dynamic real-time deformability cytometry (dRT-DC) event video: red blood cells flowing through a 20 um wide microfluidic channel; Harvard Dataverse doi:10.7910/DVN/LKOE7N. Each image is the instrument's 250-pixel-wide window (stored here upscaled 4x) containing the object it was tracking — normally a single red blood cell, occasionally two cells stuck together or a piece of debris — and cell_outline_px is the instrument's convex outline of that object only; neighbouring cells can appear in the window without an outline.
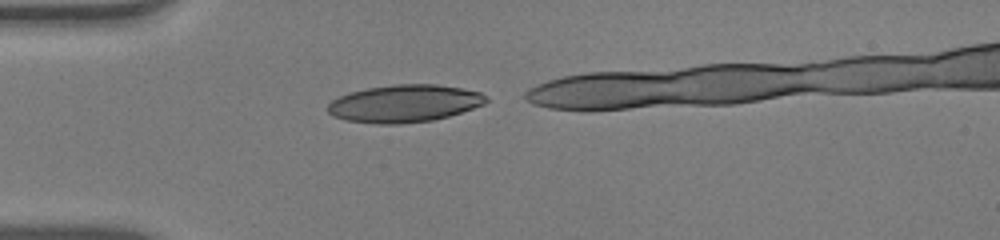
{"species": "human", "species_latin": "Homo sapiens", "temperature_condition": "warm", "stored_images_in_passage": 10, "camera_frame_rate_fps": 3000, "um_per_image_px": 0.085, "donor": {"sex": "male"}, "frame": {"image": 1, "passage_image": 1, "time_ms": 0.0, "image_size_px": [1000, 240], "cell_outline_px": [[488, 100], [484, 104], [448, 116], [432, 120], [400, 124], [376, 124], [344, 120], [332, 116], [328, 112], [328, 104], [332, 100], [348, 92], [368, 88], [396, 84], [436, 84], [460, 88], [480, 92], [488, 96]], "centroid_in_image_um": [34.34, 8.8], "position_along_channel_um": 50.7, "area_um2": 34.56}}
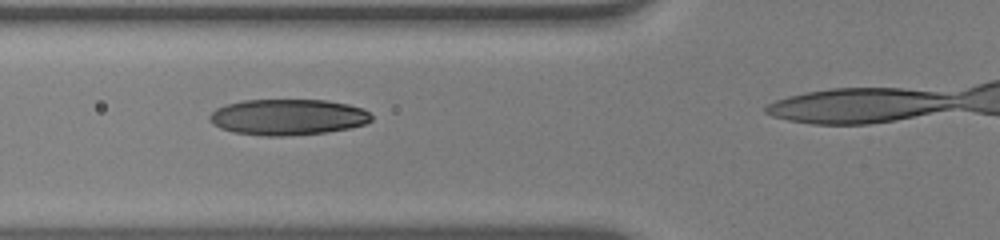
{"frame": {"image": 2, "passage_image": 6, "time_ms": 1.667, "image_size_px": [1000, 240], "cell_outline_px": [[372, 120], [364, 124], [348, 128], [324, 132], [288, 136], [264, 136], [232, 132], [220, 128], [212, 124], [208, 120], [208, 116], [216, 108], [224, 104], [244, 100], [328, 100], [348, 104], [364, 108], [372, 116]], "centroid_in_image_um": [24.43, 9.95], "position_along_channel_um": 101.4, "area_um2": 34.16}}
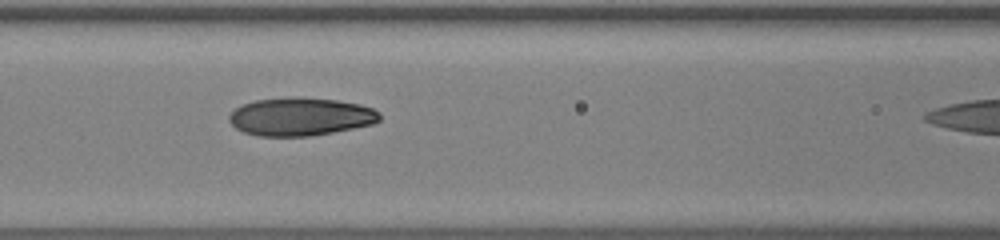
{"frame": {"image": 3, "passage_image": 9, "time_ms": 2.667, "image_size_px": [1000, 240], "cell_outline_px": [[380, 120], [372, 124], [332, 132], [308, 136], [260, 136], [244, 132], [236, 128], [228, 120], [228, 116], [240, 104], [256, 100], [292, 96], [296, 96], [336, 100], [360, 104], [372, 108], [380, 112]], "centroid_in_image_um": [25.52, 9.9], "position_along_channel_um": 141.1, "area_um2": 33.47}}